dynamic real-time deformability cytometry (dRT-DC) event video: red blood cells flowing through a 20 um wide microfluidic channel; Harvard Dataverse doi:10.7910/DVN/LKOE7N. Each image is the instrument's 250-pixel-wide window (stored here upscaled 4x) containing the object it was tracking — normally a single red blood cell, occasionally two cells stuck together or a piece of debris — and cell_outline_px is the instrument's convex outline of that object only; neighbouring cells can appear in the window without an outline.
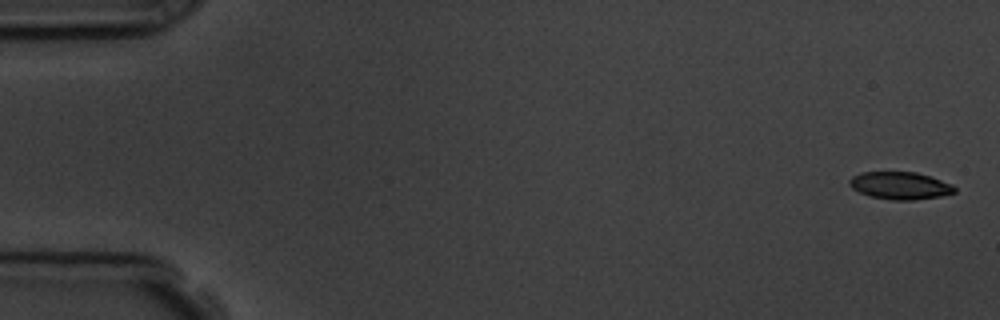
{"species": "common noctule bat (a hibernating species)", "species_latin": "Nyctalus noctula", "temperature_condition": "room temperature", "stored_images_in_passage": 5, "camera_frame_rate_fps": 3000, "um_per_image_px": 0.085, "animal": {"sex": "male", "body_mass_g": 19.5, "forearm_length_mm": 54.6}, "frame": {"image": 1, "passage_image": 1, "time_ms": 0.0, "image_size_px": [1000, 320], "cell_outline_px": [[956, 192], [940, 196], [912, 200], [892, 200], [872, 196], [860, 192], [852, 188], [848, 184], [848, 180], [852, 176], [860, 172], [916, 172], [952, 184], [956, 188]], "centroid_in_image_um": [76.49, 15.77], "position_along_channel_um": 8.5, "area_um2": 16.7}}
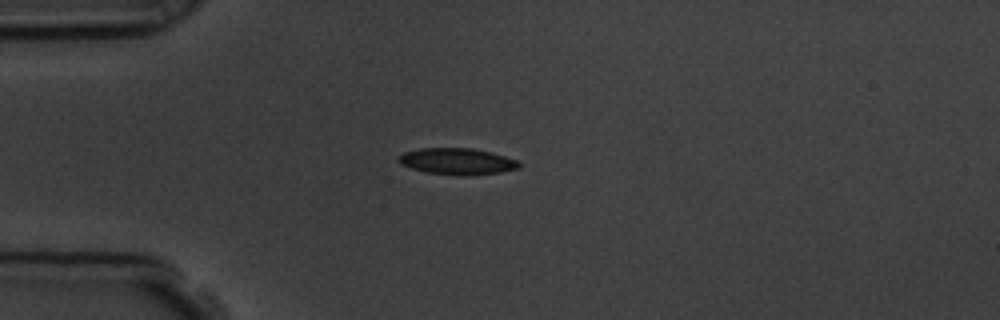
{"frame": {"image": 2, "passage_image": 4, "time_ms": 4.333, "image_size_px": [1000, 320], "cell_outline_px": [[520, 168], [500, 172], [472, 176], [456, 176], [428, 172], [412, 168], [400, 164], [396, 160], [396, 156], [404, 152], [420, 148], [472, 148], [492, 152], [516, 160], [520, 164]], "centroid_in_image_um": [38.83, 13.72], "position_along_channel_um": 46.2, "area_um2": 18.79}}